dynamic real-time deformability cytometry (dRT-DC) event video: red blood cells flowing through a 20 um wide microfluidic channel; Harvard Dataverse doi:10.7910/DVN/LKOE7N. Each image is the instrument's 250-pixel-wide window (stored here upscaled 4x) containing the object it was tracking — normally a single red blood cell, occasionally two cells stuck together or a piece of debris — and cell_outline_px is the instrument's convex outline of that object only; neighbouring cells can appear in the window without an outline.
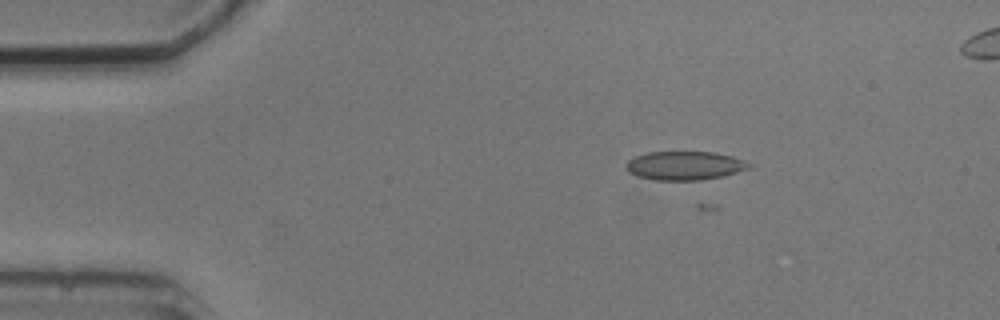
{"species": "common noctule bat (a hibernating species)", "species_latin": "Nyctalus noctula", "temperature_condition": "cold", "stored_images_in_passage": 6, "camera_frame_rate_fps": 3000, "um_per_image_px": 0.085, "animal": {"sex": "male", "body_mass_g": 20.5, "forearm_length_mm": 52.5}, "frame": {"image": 1, "passage_image": 3, "time_ms": 2.333, "image_size_px": [1000, 320], "cell_outline_px": [[752, 168], [724, 176], [700, 180], [656, 180], [640, 176], [628, 172], [624, 168], [624, 164], [628, 160], [636, 156], [648, 152], [712, 152], [732, 156], [752, 164]], "centroid_in_image_um": [58.2, 14.08], "position_along_channel_um": 26.8, "area_um2": 20.63}}